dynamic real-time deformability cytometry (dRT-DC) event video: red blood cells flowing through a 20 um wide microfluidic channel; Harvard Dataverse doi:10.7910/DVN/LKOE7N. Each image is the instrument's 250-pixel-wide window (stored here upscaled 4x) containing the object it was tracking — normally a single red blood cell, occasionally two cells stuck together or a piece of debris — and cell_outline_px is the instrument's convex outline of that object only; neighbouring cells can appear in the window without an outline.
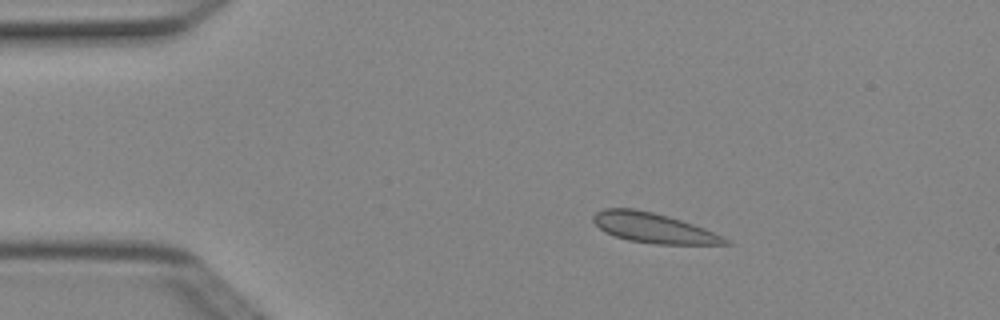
{"species": "Egyptian fruit bat (a non-hibernating species)", "species_latin": "Rousettus aegyptiacus", "temperature_condition": "cold", "stored_images_in_passage": 6, "camera_frame_rate_fps": 3000, "um_per_image_px": 0.085, "animal": {"sex": "female"}, "frame": {"image": 1, "passage_image": 3, "time_ms": 0.667, "image_size_px": [1000, 320], "cell_outline_px": [[732, 244], [656, 244], [628, 240], [604, 232], [592, 220], [592, 216], [596, 212], [604, 208], [632, 208], [652, 212], [668, 216], [704, 228], [728, 240]], "centroid_in_image_um": [55.49, 19.37], "position_along_channel_um": 29.5, "area_um2": 22.66}}
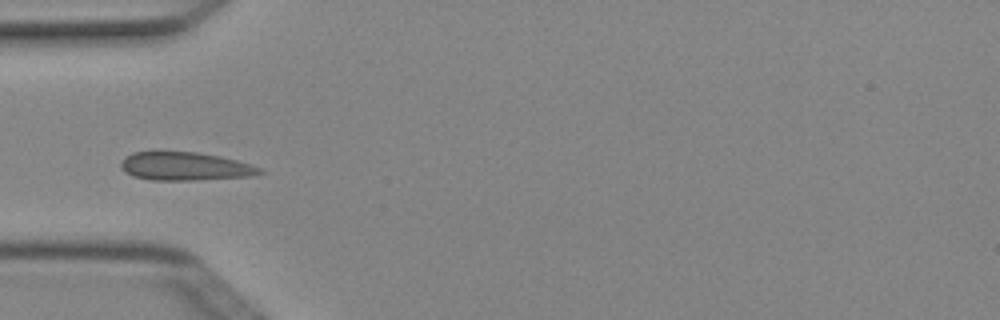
{"frame": {"image": 2, "passage_image": 5, "time_ms": 1.333, "image_size_px": [1000, 320], "cell_outline_px": [[264, 172], [248, 176], [192, 180], [152, 180], [132, 176], [124, 172], [120, 168], [120, 160], [124, 156], [132, 152], [196, 152], [220, 156], [252, 164], [260, 168]], "centroid_in_image_um": [15.65, 14.13], "position_along_channel_um": 69.3, "area_um2": 22.89}}
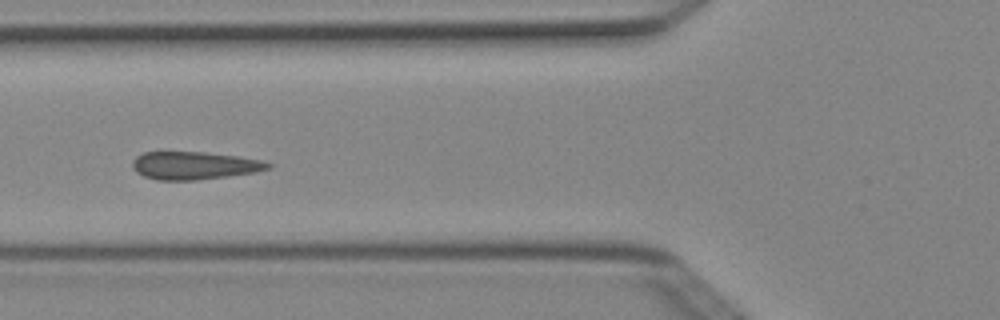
{"frame": {"image": 3, "passage_image": 6, "time_ms": 1.667, "image_size_px": [1000, 320], "cell_outline_px": [[272, 168], [256, 172], [228, 176], [196, 180], [156, 180], [144, 176], [136, 172], [132, 168], [132, 160], [136, 156], [144, 152], [204, 152], [236, 156], [260, 160], [272, 164]], "centroid_in_image_um": [16.49, 14.07], "position_along_channel_um": 109.3, "area_um2": 22.02}}